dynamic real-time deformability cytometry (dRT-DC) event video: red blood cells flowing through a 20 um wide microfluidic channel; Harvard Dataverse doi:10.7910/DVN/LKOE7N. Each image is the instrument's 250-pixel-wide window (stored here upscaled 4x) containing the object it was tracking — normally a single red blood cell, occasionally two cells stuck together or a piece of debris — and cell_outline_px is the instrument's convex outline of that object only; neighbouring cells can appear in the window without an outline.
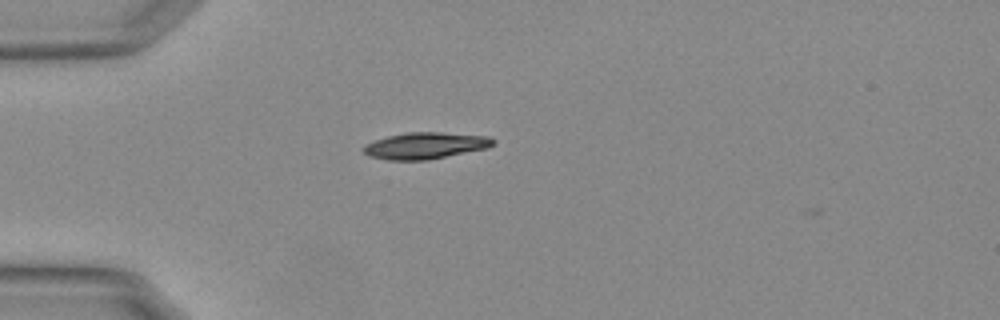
{"species": "Egyptian fruit bat (a non-hibernating species)", "species_latin": "Rousettus aegyptiacus", "temperature_condition": "warm", "stored_images_in_passage": 5, "camera_frame_rate_fps": 3000, "um_per_image_px": 0.085, "animal": {"sex": "female"}, "frame": {"image": 1, "passage_image": 2, "time_ms": 0.333, "image_size_px": [1000, 320], "cell_outline_px": [[496, 144], [488, 148], [428, 160], [388, 160], [368, 156], [360, 148], [364, 144], [388, 136], [408, 132], [440, 132], [488, 136], [496, 140]], "centroid_in_image_um": [36.16, 12.38], "position_along_channel_um": 48.8, "area_um2": 20.23}}